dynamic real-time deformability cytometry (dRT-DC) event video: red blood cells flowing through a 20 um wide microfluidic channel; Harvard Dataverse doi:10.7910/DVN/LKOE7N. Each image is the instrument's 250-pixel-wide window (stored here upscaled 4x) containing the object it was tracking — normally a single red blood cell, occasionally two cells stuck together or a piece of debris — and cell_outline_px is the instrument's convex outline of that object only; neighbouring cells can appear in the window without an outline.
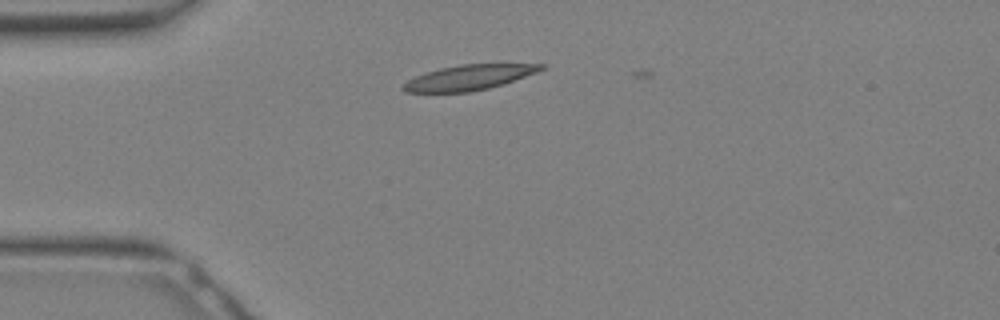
{"species": "Egyptian fruit bat (a non-hibernating species)", "species_latin": "Rousettus aegyptiacus", "temperature_condition": "warm", "stored_images_in_passage": 2, "camera_frame_rate_fps": 3000, "um_per_image_px": 0.085, "animal": {"sex": "female"}, "frame": {"image": 1, "passage_image": 1, "time_ms": 0.0, "image_size_px": [1000, 320], "cell_outline_px": [[548, 64], [544, 68], [536, 72], [504, 84], [488, 88], [468, 92], [404, 92], [400, 88], [408, 80], [416, 76], [440, 68], [460, 64]], "centroid_in_image_um": [39.86, 6.59], "position_along_channel_um": 45.1, "area_um2": 20.0}}